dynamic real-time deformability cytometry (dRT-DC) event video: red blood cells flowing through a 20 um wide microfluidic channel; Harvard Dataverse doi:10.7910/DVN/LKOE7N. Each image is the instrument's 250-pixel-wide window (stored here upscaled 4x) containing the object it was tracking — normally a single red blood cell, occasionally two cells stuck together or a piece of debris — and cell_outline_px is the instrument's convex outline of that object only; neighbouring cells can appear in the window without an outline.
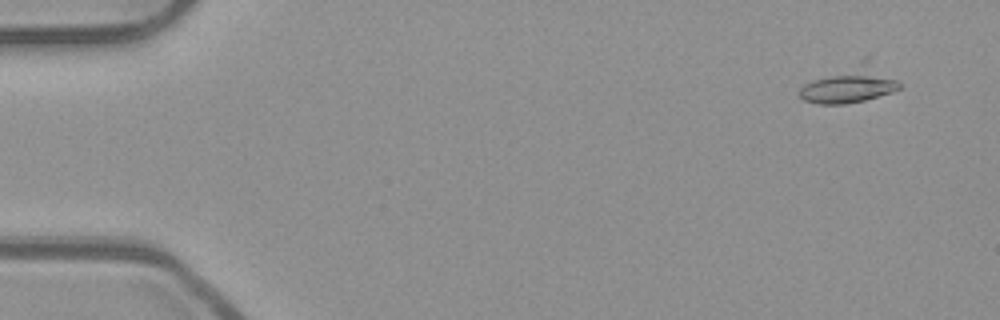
{"species": "common noctule bat (a hibernating species)", "species_latin": "Nyctalus noctula", "temperature_condition": "room temperature", "stored_images_in_passage": 52, "camera_frame_rate_fps": 3000, "um_per_image_px": 0.085, "animal": {"sex": "male", "body_mass_g": 23.1, "forearm_length_mm": 52.7}, "frame": {"image": 1, "passage_image": 2, "time_ms": 0.333, "image_size_px": [1000, 320], "cell_outline_px": [[900, 88], [892, 92], [864, 100], [844, 104], [820, 104], [804, 100], [800, 96], [800, 88], [804, 84], [812, 80], [832, 76], [856, 72], [860, 72], [896, 80], [900, 84]], "centroid_in_image_um": [72.0, 7.52], "position_along_channel_um": 13.0, "area_um2": 16.47}}
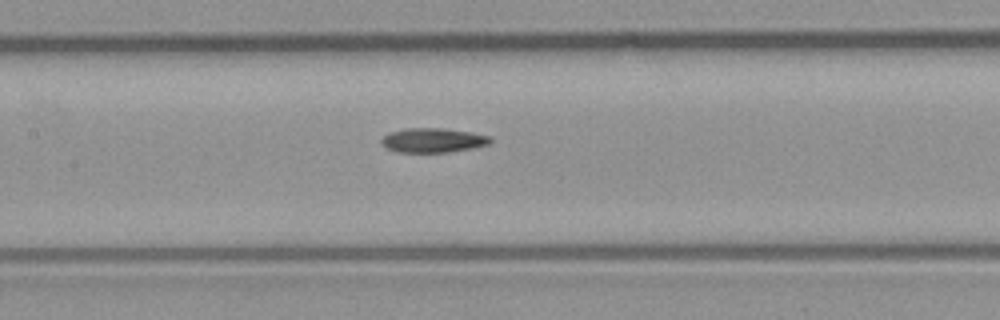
{"frame": {"image": 2, "passage_image": 24, "time_ms": 7.667, "image_size_px": [1000, 320], "cell_outline_px": [[492, 140], [488, 144], [472, 148], [448, 152], [396, 152], [380, 144], [380, 140], [388, 132], [404, 128], [444, 128], [468, 132], [488, 136]], "centroid_in_image_um": [36.73, 11.92], "position_along_channel_um": 170.7, "area_um2": 15.43}}
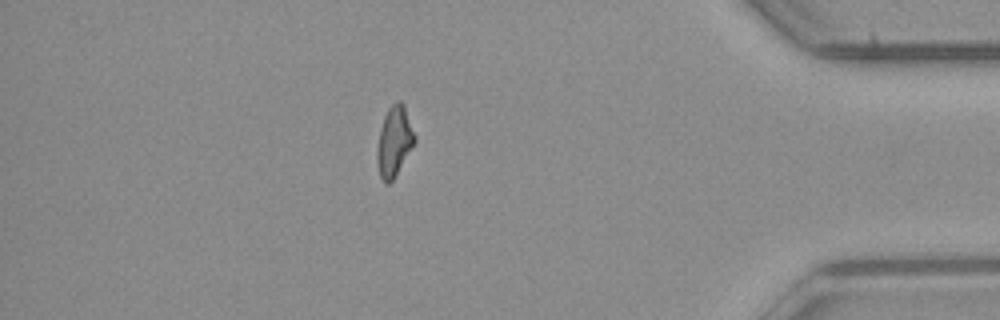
{"frame": {"image": 3, "passage_image": 45, "time_ms": 14.667, "image_size_px": [1000, 320], "cell_outline_px": [[416, 140], [392, 180], [388, 184], [384, 184], [380, 176], [376, 160], [376, 152], [380, 128], [384, 116], [388, 108], [396, 100], [400, 100], [404, 104], [416, 136]], "centroid_in_image_um": [33.5, 11.98], "position_along_channel_um": 401.7, "area_um2": 15.32}}